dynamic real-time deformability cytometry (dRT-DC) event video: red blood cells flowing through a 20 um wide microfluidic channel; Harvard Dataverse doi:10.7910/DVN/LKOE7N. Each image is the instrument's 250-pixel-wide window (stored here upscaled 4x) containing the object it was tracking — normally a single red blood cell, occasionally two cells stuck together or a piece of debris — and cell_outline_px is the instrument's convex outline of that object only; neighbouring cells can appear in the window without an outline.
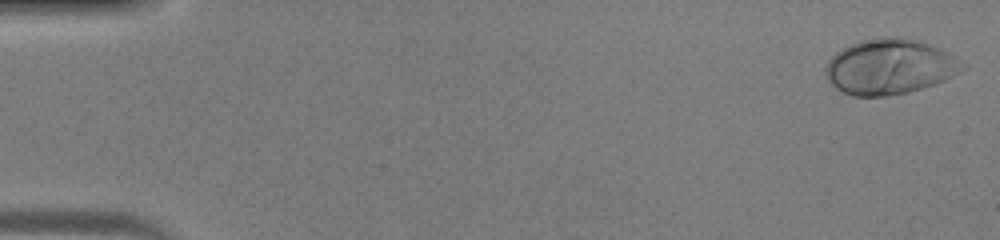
{"species": "human", "species_latin": "Homo sapiens", "temperature_condition": "warm", "stored_images_in_passage": 45, "camera_frame_rate_fps": 3000, "um_per_image_px": 0.085, "donor": {"sex": "male"}, "frame": {"image": 1, "passage_image": 1, "time_ms": 0.0, "image_size_px": [1000, 240], "cell_outline_px": [[968, 68], [944, 80], [908, 92], [888, 96], [852, 96], [836, 88], [828, 80], [824, 72], [828, 60], [836, 52], [848, 44], [860, 40], [884, 36], [896, 36], [916, 40], [928, 44], [968, 64]], "centroid_in_image_um": [75.59, 5.66], "position_along_channel_um": 9.4, "area_um2": 44.04}}
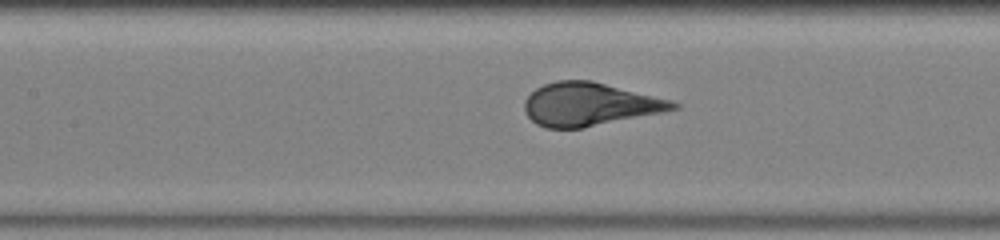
{"frame": {"image": 2, "passage_image": 21, "time_ms": 6.667, "image_size_px": [1000, 240], "cell_outline_px": [[680, 108], [664, 112], [584, 128], [544, 128], [536, 124], [524, 112], [524, 100], [536, 88], [544, 84], [556, 80], [592, 80], [672, 100], [680, 104]], "centroid_in_image_um": [50.12, 8.87], "position_along_channel_um": 157.3, "area_um2": 37.63}}
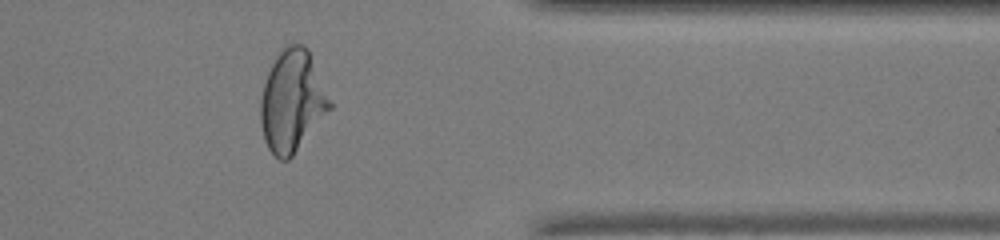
{"frame": {"image": 3, "passage_image": 37, "time_ms": 12.0, "image_size_px": [1000, 240], "cell_outline_px": [[332, 108], [292, 156], [288, 160], [280, 160], [268, 148], [264, 140], [260, 124], [260, 100], [264, 84], [268, 72], [276, 56], [288, 44], [304, 44], [308, 48], [332, 104]], "centroid_in_image_um": [24.82, 8.6], "position_along_channel_um": 386.6, "area_um2": 40.75}}